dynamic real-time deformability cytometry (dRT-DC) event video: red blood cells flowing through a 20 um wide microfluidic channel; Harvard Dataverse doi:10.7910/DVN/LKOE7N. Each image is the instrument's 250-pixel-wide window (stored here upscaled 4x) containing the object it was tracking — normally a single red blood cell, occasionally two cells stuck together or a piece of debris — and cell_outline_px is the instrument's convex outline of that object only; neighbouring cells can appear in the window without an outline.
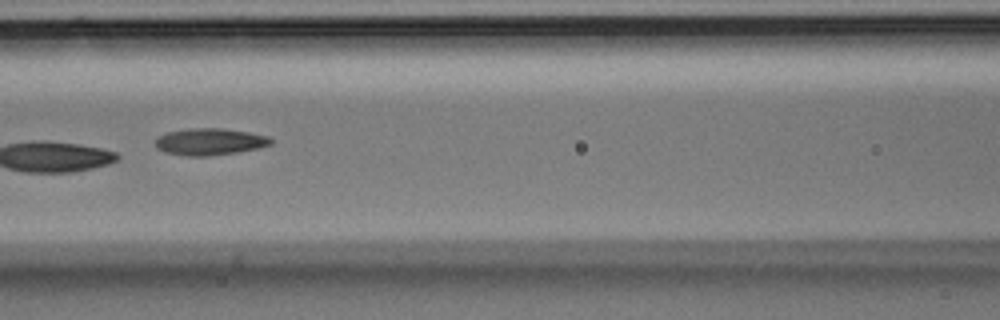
{"species": "Egyptian fruit bat (a non-hibernating species)", "species_latin": "Rousettus aegyptiacus", "temperature_condition": "room temperature", "stored_images_in_passage": 6, "camera_frame_rate_fps": 3000, "um_per_image_px": 0.085, "animal": {"sex": "male"}, "frame": {"image": 1, "passage_image": 5, "time_ms": 1.333, "image_size_px": [1000, 320], "cell_outline_px": [[272, 144], [260, 148], [236, 152], [208, 156], [188, 156], [164, 152], [156, 148], [156, 136], [168, 132], [188, 128], [220, 128], [248, 132], [268, 136], [272, 140]], "centroid_in_image_um": [17.81, 12.04], "position_along_channel_um": 148.8, "area_um2": 18.09}}
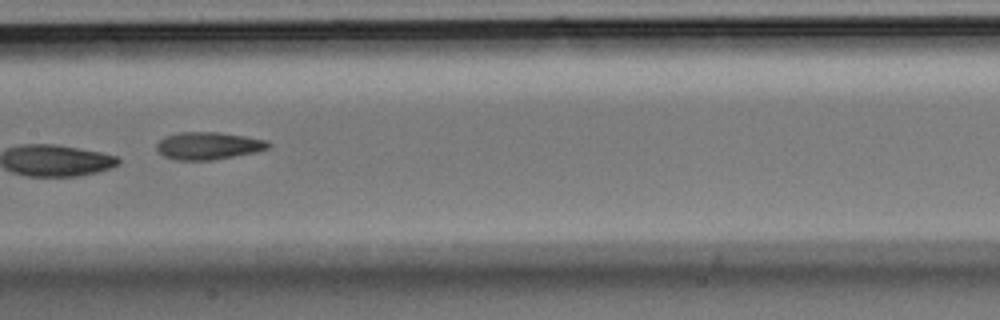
{"frame": {"image": 2, "passage_image": 6, "time_ms": 1.667, "image_size_px": [1000, 320], "cell_outline_px": [[272, 144], [268, 148], [256, 152], [212, 160], [176, 160], [164, 156], [156, 148], [156, 144], [160, 140], [168, 136], [180, 132], [220, 132], [268, 140]], "centroid_in_image_um": [17.74, 12.39], "position_along_channel_um": 189.7, "area_um2": 17.8}}